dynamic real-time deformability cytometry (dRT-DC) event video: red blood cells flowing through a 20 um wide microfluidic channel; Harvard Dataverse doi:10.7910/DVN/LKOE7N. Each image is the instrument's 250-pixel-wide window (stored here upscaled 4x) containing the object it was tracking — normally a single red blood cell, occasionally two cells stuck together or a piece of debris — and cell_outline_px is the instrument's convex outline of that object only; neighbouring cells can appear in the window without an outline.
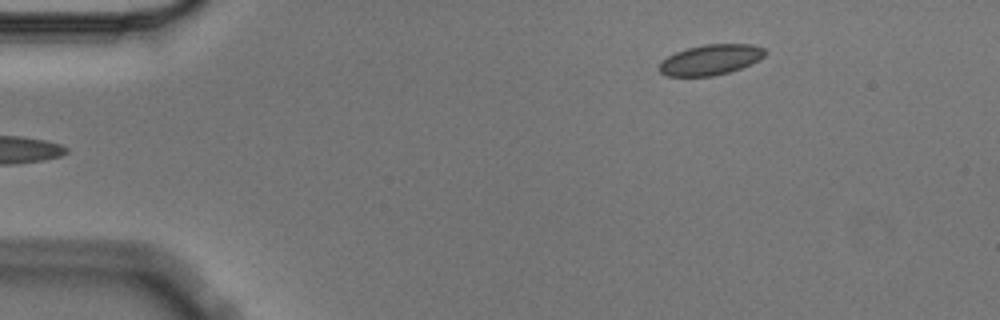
{"species": "Egyptian fruit bat (a non-hibernating species)", "species_latin": "Rousettus aegyptiacus", "temperature_condition": "cold", "stored_images_in_passage": 5, "camera_frame_rate_fps": 3000, "um_per_image_px": 0.085, "animal": {"sex": "male"}, "frame": {"image": 1, "passage_image": 5, "time_ms": 1.333, "image_size_px": [1000, 320], "cell_outline_px": [[768, 52], [764, 56], [740, 68], [728, 72], [712, 76], [668, 76], [660, 72], [660, 60], [676, 52], [688, 48], [704, 44], [752, 44], [764, 48]], "centroid_in_image_um": [60.39, 5.07], "position_along_channel_um": 24.6, "area_um2": 18.55}}